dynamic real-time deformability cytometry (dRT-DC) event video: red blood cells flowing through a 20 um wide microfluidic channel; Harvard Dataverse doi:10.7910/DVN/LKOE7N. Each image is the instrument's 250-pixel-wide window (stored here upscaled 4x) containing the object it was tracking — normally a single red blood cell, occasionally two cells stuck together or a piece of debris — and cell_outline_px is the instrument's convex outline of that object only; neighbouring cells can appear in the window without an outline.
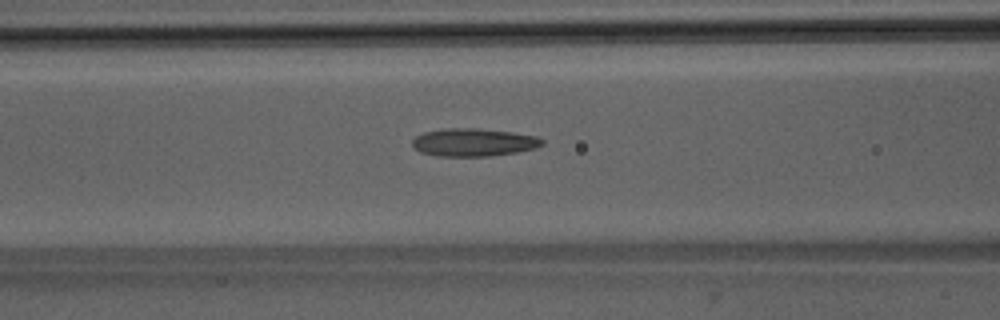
{"species": "Egyptian fruit bat (a non-hibernating species)", "species_latin": "Rousettus aegyptiacus", "temperature_condition": "room temperature", "stored_images_in_passage": 51, "camera_frame_rate_fps": 3000, "um_per_image_px": 0.085, "animal": {"sex": "male"}, "frame": {"image": 1, "passage_image": 21, "time_ms": 6.667, "image_size_px": [1000, 320], "cell_outline_px": [[544, 144], [536, 148], [516, 152], [488, 156], [436, 156], [420, 152], [412, 144], [412, 140], [416, 136], [424, 132], [448, 128], [480, 128], [512, 132], [536, 136], [544, 140]], "centroid_in_image_um": [40.27, 12.09], "position_along_channel_um": 126.3, "area_um2": 21.1}}
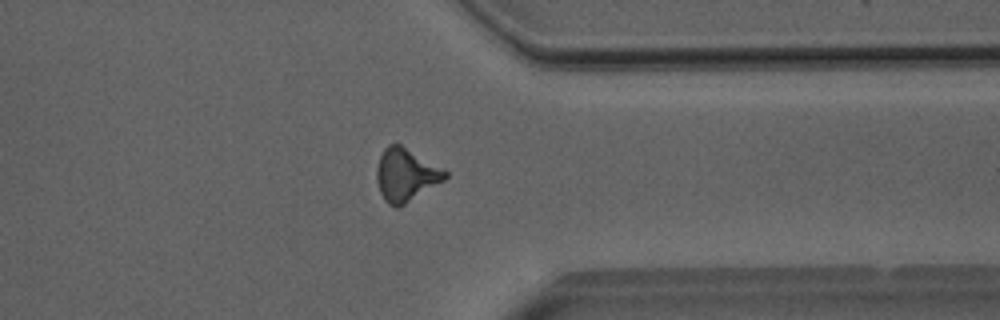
{"frame": {"image": 2, "passage_image": 40, "time_ms": 13.0, "image_size_px": [1000, 320], "cell_outline_px": [[448, 176], [444, 180], [404, 204], [396, 208], [388, 204], [384, 200], [380, 192], [376, 180], [376, 168], [380, 156], [384, 148], [388, 144], [400, 144], [448, 172]], "centroid_in_image_um": [34.45, 14.87], "position_along_channel_um": 376.9, "area_um2": 20.75}}
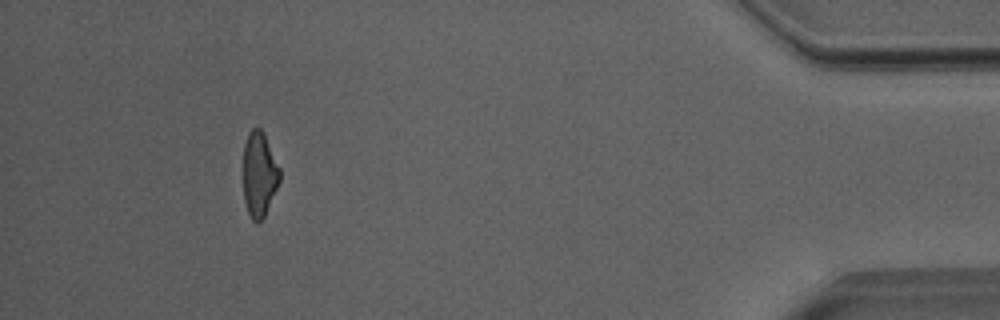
{"frame": {"image": 3, "passage_image": 47, "time_ms": 15.333, "image_size_px": [1000, 320], "cell_outline_px": [[280, 180], [264, 216], [256, 224], [252, 220], [248, 212], [244, 200], [244, 144], [248, 132], [252, 128], [260, 128], [264, 132], [280, 168]], "centroid_in_image_um": [22.04, 14.79], "position_along_channel_um": 413.2, "area_um2": 17.98}, "authors_computed_cell_mechanics": {"area_um2": 20.23, "velocity_mm_per_s": 4.0302, "shape_relaxation_time_tau1_ms": 6.4698, "shape_relaxation_time_tau2_ms": 2.4757, "deformation_change_tau1": 0.2036, "deformation_change_tau2": 0.1358}}